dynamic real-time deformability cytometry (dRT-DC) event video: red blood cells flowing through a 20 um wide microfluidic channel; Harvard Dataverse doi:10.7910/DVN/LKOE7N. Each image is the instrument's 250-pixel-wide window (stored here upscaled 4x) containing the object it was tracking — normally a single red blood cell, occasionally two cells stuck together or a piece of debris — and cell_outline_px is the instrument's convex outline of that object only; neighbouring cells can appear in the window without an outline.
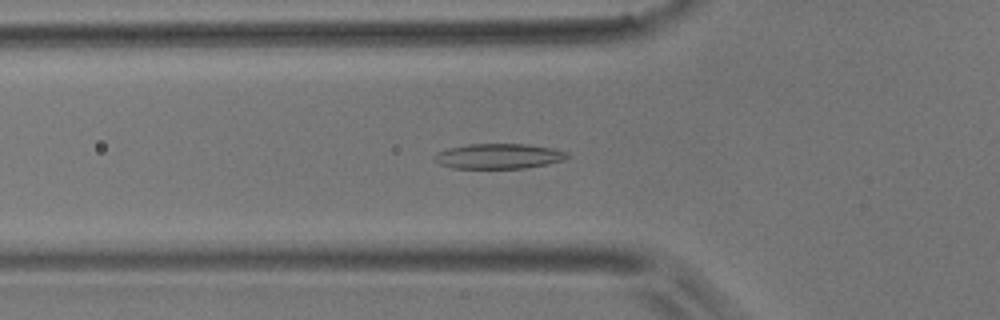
{"species": "common noctule bat (a hibernating species)", "species_latin": "Nyctalus noctula", "temperature_condition": "room temperature", "stored_images_in_passage": 24, "camera_frame_rate_fps": 3000, "um_per_image_px": 0.085, "animal": {"sex": "male", "body_mass_g": 17.9}, "frame": {"image": 1, "passage_image": 6, "time_ms": 1.667, "image_size_px": [1000, 320], "cell_outline_px": [[572, 156], [564, 160], [524, 168], [452, 168], [440, 164], [432, 156], [436, 152], [448, 148], [468, 144], [528, 144], [552, 148], [568, 152]], "centroid_in_image_um": [42.39, 13.27], "position_along_channel_um": 83.4, "area_um2": 19.48}}
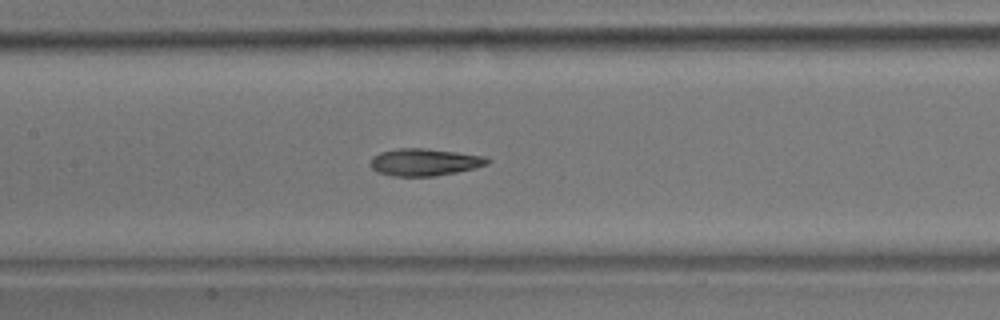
{"frame": {"image": 2, "passage_image": 13, "time_ms": 4.0, "image_size_px": [1000, 320], "cell_outline_px": [[492, 160], [488, 164], [476, 168], [436, 176], [392, 176], [376, 172], [372, 168], [372, 156], [380, 152], [396, 148], [424, 148], [456, 152], [484, 156]], "centroid_in_image_um": [36.09, 13.78], "position_along_channel_um": 171.3, "area_um2": 18.61}}
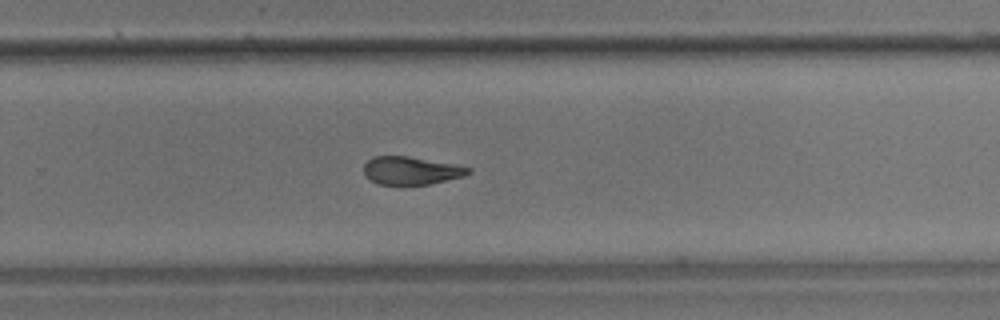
{"frame": {"image": 3, "passage_image": 23, "time_ms": 7.333, "image_size_px": [1000, 320], "cell_outline_px": [[472, 172], [464, 176], [428, 184], [376, 184], [368, 180], [364, 176], [364, 164], [372, 156], [408, 156], [452, 164], [472, 168]], "centroid_in_image_um": [34.89, 14.5], "position_along_channel_um": 294.9, "area_um2": 16.99}}